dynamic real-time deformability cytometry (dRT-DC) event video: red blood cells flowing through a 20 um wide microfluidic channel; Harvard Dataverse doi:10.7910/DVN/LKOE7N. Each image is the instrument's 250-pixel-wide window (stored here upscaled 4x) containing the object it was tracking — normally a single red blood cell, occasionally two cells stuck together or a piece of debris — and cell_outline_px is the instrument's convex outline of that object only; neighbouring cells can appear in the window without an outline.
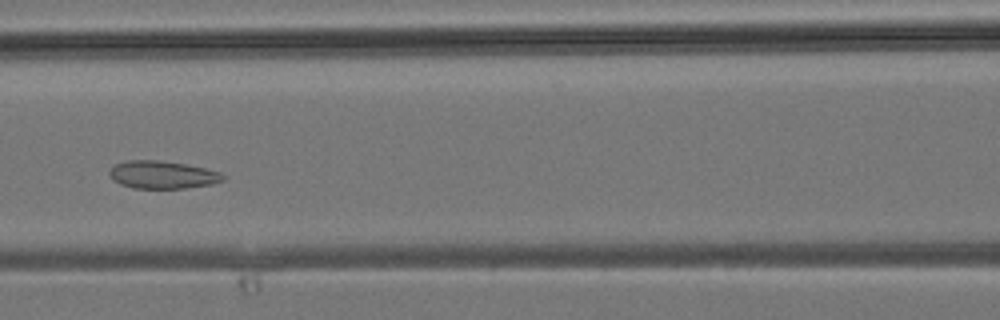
{"species": "common noctule bat (a hibernating species)", "species_latin": "Nyctalus noctula", "temperature_condition": "room temperature", "stored_images_in_passage": 35, "camera_frame_rate_fps": 3000, "um_per_image_px": 0.085, "animal": {"sex": "male", "body_mass_g": 19.2, "forearm_length_mm": 51.8}, "frame": {"image": 1, "passage_image": 15, "time_ms": 4.667, "image_size_px": [1000, 320], "cell_outline_px": [[224, 180], [212, 184], [184, 188], [132, 188], [120, 184], [112, 180], [108, 172], [116, 164], [128, 160], [156, 160], [184, 164], [204, 168], [220, 172], [224, 176]], "centroid_in_image_um": [13.78, 14.86], "position_along_channel_um": 152.8, "area_um2": 18.21}}
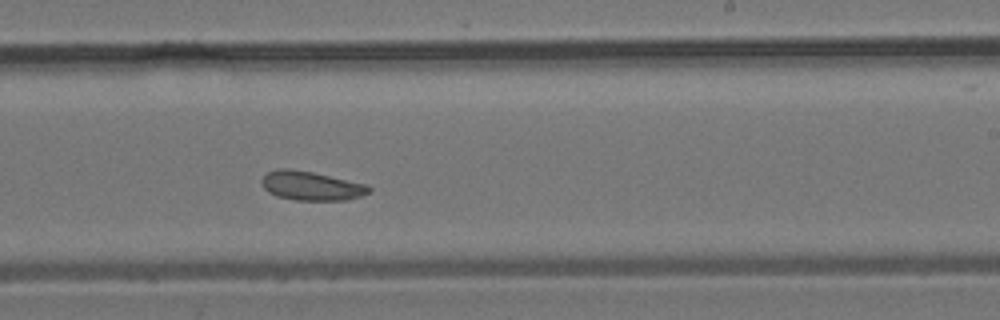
{"frame": {"image": 2, "passage_image": 21, "time_ms": 6.667, "image_size_px": [1000, 320], "cell_outline_px": [[372, 192], [348, 200], [296, 200], [276, 196], [268, 192], [264, 188], [260, 180], [268, 172], [280, 168], [288, 168], [312, 172], [364, 184], [372, 188]], "centroid_in_image_um": [26.44, 15.8], "position_along_channel_um": 262.6, "area_um2": 18.03}}
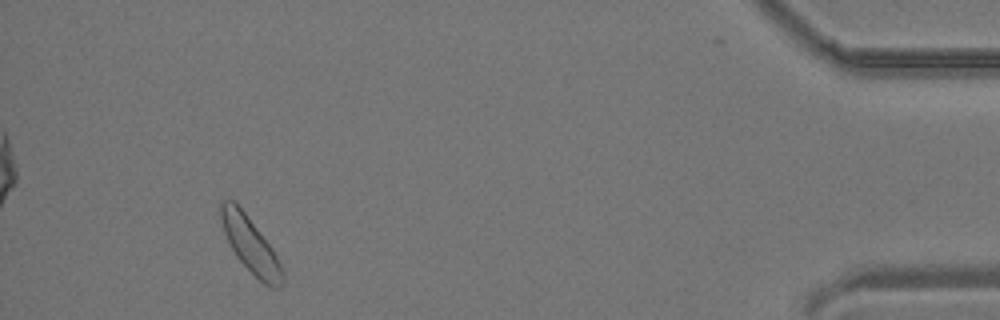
{"frame": {"image": 3, "passage_image": 33, "time_ms": 10.667, "image_size_px": [1000, 320], "cell_outline_px": [[284, 280], [280, 288], [272, 288], [264, 284], [236, 256], [224, 232], [220, 216], [220, 200], [232, 200], [244, 212], [272, 248], [276, 256], [284, 276]], "centroid_in_image_um": [21.28, 20.83], "position_along_channel_um": 413.9, "area_um2": 19.25}}